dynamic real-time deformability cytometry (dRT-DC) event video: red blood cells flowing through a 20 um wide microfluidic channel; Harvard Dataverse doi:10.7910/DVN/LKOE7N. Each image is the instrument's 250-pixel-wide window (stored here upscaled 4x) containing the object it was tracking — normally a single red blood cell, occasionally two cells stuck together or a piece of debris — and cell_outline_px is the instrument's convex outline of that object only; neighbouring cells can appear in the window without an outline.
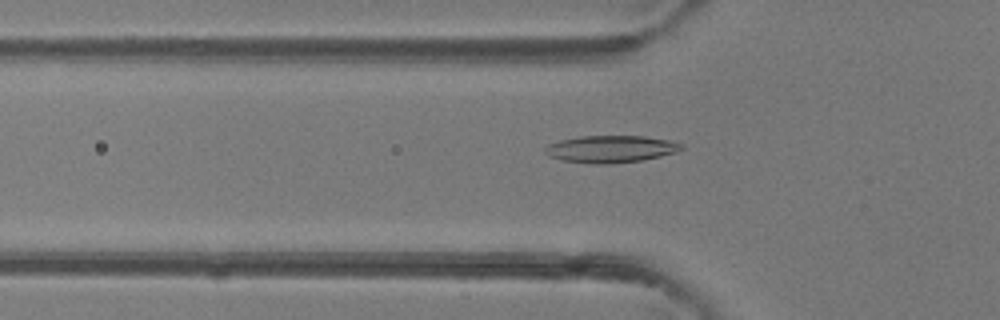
{"species": "common noctule bat (a hibernating species)", "species_latin": "Nyctalus noctula", "temperature_condition": "room temperature", "stored_images_in_passage": 48, "camera_frame_rate_fps": 3000, "um_per_image_px": 0.085, "animal": {"sex": "female"}, "frame": {"image": 1, "passage_image": 16, "time_ms": 5.0, "image_size_px": [1000, 320], "cell_outline_px": [[684, 148], [676, 152], [644, 160], [612, 164], [596, 164], [560, 160], [548, 156], [544, 152], [544, 148], [548, 144], [560, 140], [580, 136], [644, 136], [668, 140], [684, 144]], "centroid_in_image_um": [51.9, 12.67], "position_along_channel_um": 73.9, "area_um2": 21.73}}
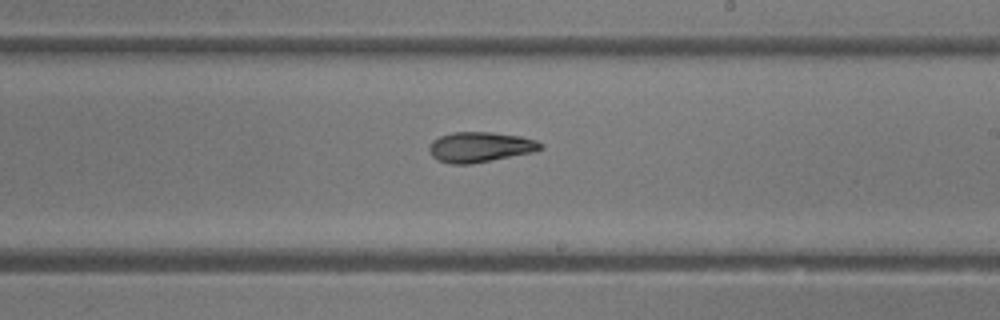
{"frame": {"image": 2, "passage_image": 28, "time_ms": 9.0, "image_size_px": [1000, 320], "cell_outline_px": [[544, 148], [532, 152], [472, 164], [452, 164], [440, 160], [432, 156], [428, 152], [428, 144], [432, 140], [440, 136], [452, 132], [492, 132], [520, 136], [536, 140], [544, 144]], "centroid_in_image_um": [40.79, 12.49], "position_along_channel_um": 248.2, "area_um2": 19.71}}
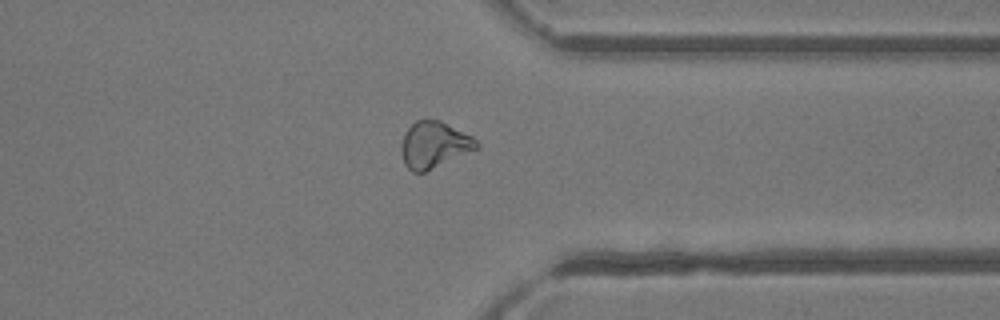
{"frame": {"image": 3, "passage_image": 37, "time_ms": 12.0, "image_size_px": [1000, 320], "cell_outline_px": [[480, 148], [424, 172], [412, 172], [404, 164], [400, 152], [400, 144], [404, 132], [416, 120], [440, 120], [472, 136], [480, 144]], "centroid_in_image_um": [36.88, 12.31], "position_along_channel_um": 374.5, "area_um2": 20.52}, "authors_computed_cell_mechanics": {"area_um2": 20.23, "velocity_mm_per_s": 4.3272, "shape_relaxation_time_tau1_ms": null, "shape_relaxation_time_tau2_ms": 3.7705, "deformation_change_tau1": null, "deformation_change_tau2": 0.1196}}